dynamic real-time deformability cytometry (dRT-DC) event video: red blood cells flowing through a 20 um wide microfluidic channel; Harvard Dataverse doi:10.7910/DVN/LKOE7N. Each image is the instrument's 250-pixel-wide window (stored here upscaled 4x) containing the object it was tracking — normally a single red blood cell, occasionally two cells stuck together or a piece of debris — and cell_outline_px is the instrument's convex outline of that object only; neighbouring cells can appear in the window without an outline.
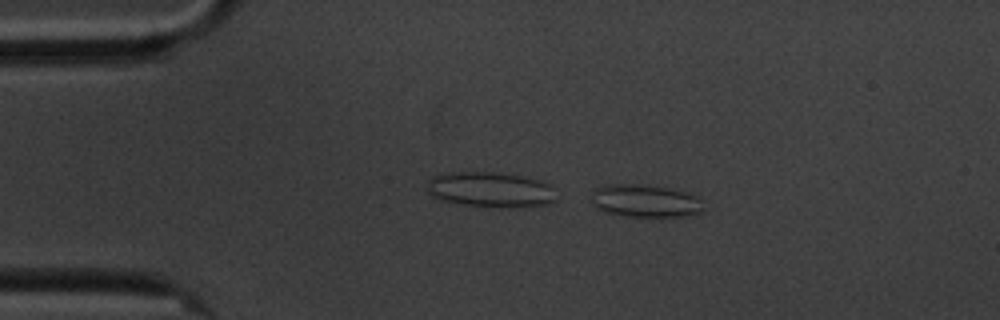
{"species": "common noctule bat (a hibernating species)", "species_latin": "Nyctalus noctula", "temperature_condition": "cold", "stored_images_in_passage": 49, "camera_frame_rate_fps": 3000, "um_per_image_px": 0.085, "animal": {"sex": "male", "body_mass_g": 20.1, "forearm_length_mm": 53.5}, "frame": {"image": 1, "passage_image": 1, "time_ms": 0.0, "image_size_px": [1000, 320], "cell_outline_px": [[700, 212], [684, 216], [624, 216], [604, 212], [596, 208], [592, 204], [592, 192], [596, 188], [604, 184], [652, 184], [696, 196], [700, 200]], "centroid_in_image_um": [54.73, 17.06], "position_along_channel_um": 30.3, "area_um2": 21.21}}
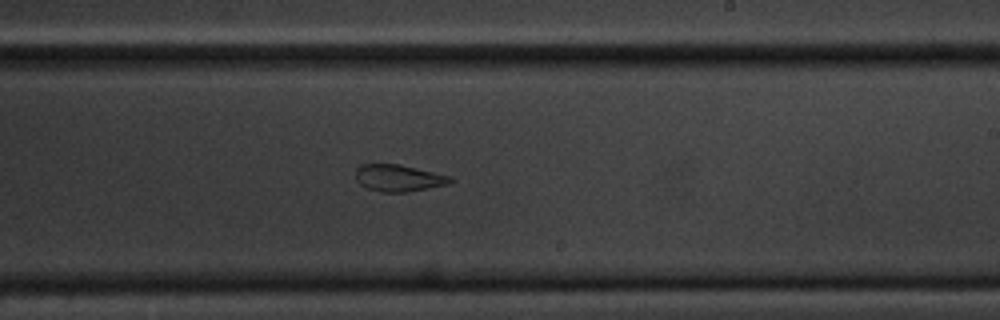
{"frame": {"image": 2, "passage_image": 25, "time_ms": 8.0, "image_size_px": [1000, 320], "cell_outline_px": [[452, 180], [448, 184], [408, 192], [380, 192], [368, 188], [360, 184], [356, 180], [356, 168], [360, 164], [400, 164], [452, 176]], "centroid_in_image_um": [33.87, 15.12], "position_along_channel_um": 255.1, "area_um2": 14.85}}
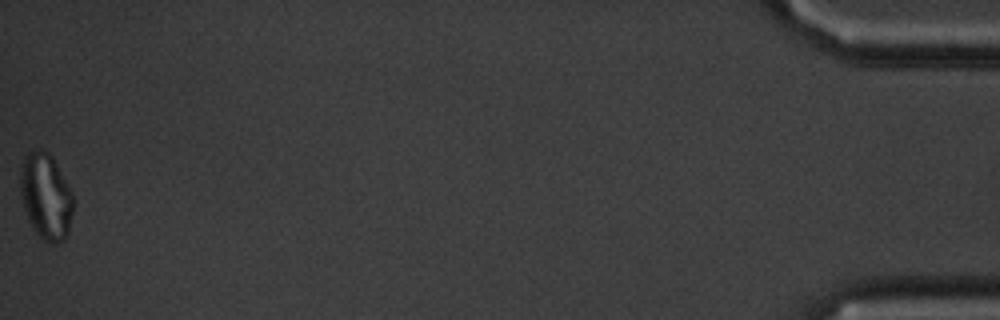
{"frame": {"image": 3, "passage_image": 49, "time_ms": 16.0, "image_size_px": [1000, 320], "cell_outline_px": [[72, 212], [68, 232], [64, 240], [56, 244], [52, 244], [44, 240], [32, 228], [28, 220], [24, 208], [20, 192], [20, 168], [24, 156], [28, 152], [40, 148], [48, 152], [52, 156], [72, 192]], "centroid_in_image_um": [3.88, 16.68], "position_along_channel_um": 431.3, "area_um2": 26.59}, "authors_computed_cell_mechanics": {"area_um2": 17.34, "velocity_mm_per_s": 3.4106, "shape_relaxation_time_tau1_ms": null, "shape_relaxation_time_tau2_ms": 2.0037, "deformation_change_tau1": null, "deformation_change_tau2": 0.0893}}